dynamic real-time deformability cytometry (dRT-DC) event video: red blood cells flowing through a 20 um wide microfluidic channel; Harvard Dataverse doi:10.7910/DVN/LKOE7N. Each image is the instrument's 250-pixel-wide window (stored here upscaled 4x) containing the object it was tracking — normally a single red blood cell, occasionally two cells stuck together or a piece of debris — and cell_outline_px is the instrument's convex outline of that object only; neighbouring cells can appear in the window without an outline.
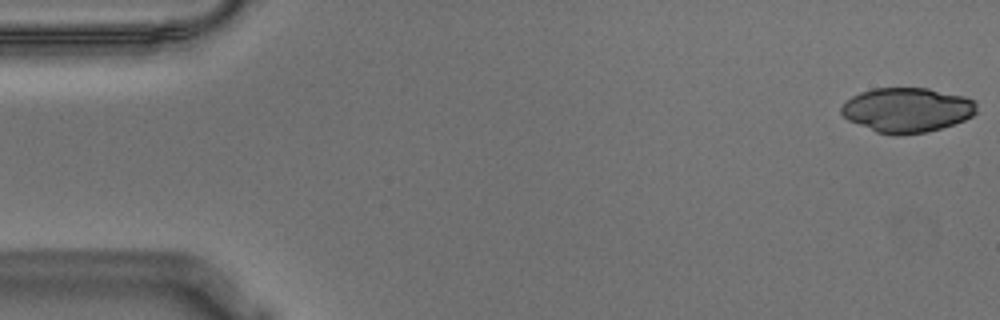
{"species": "Egyptian fruit bat (a non-hibernating species)", "species_latin": "Rousettus aegyptiacus", "temperature_condition": "warm", "stored_images_in_passage": 55, "camera_frame_rate_fps": 3000, "um_per_image_px": 0.085, "animal": {"sex": "male"}, "frame": {"image": 1, "passage_image": 1, "time_ms": 0.0, "image_size_px": [1000, 320], "cell_outline_px": [[976, 112], [972, 116], [964, 120], [940, 128], [924, 132], [896, 136], [892, 136], [876, 132], [848, 120], [840, 112], [840, 108], [852, 96], [860, 92], [872, 88], [928, 88], [964, 96], [976, 100]], "centroid_in_image_um": [77.09, 9.34], "position_along_channel_um": 7.9, "area_um2": 35.26}}